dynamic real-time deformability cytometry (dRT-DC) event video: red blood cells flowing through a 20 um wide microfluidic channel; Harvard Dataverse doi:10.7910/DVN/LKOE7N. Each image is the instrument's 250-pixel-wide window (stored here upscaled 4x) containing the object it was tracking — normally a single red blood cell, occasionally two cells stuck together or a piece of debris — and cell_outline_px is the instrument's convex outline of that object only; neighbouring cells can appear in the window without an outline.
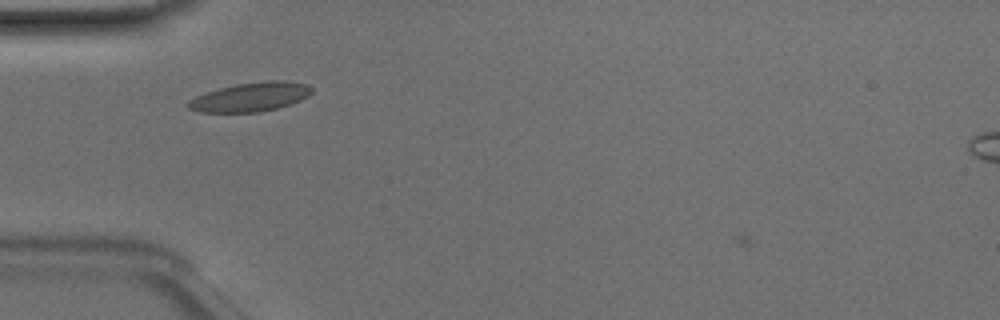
{"species": "Egyptian fruit bat (a non-hibernating species)", "species_latin": "Rousettus aegyptiacus", "temperature_condition": "room temperature", "stored_images_in_passage": 36, "camera_frame_rate_fps": 3000, "um_per_image_px": 0.085, "animal": {"sex": "male"}, "frame": {"image": 1, "passage_image": 2, "time_ms": 0.333, "image_size_px": [1000, 320], "cell_outline_px": [[312, 92], [308, 96], [300, 100], [276, 108], [260, 112], [200, 112], [188, 108], [188, 100], [196, 96], [220, 88], [236, 84], [272, 80], [284, 80], [308, 84], [312, 88]], "centroid_in_image_um": [21.31, 8.24], "position_along_channel_um": 63.7, "area_um2": 20.69}}
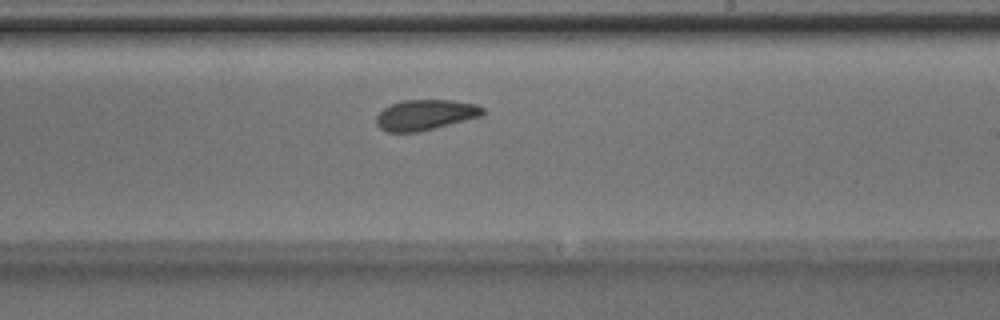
{"frame": {"image": 2, "passage_image": 16, "time_ms": 5.0, "image_size_px": [1000, 320], "cell_outline_px": [[484, 116], [420, 132], [388, 132], [380, 128], [376, 124], [376, 116], [384, 108], [392, 104], [404, 100], [452, 100], [476, 104], [484, 108]], "centroid_in_image_um": [36.19, 9.77], "position_along_channel_um": 252.8, "area_um2": 19.07}}
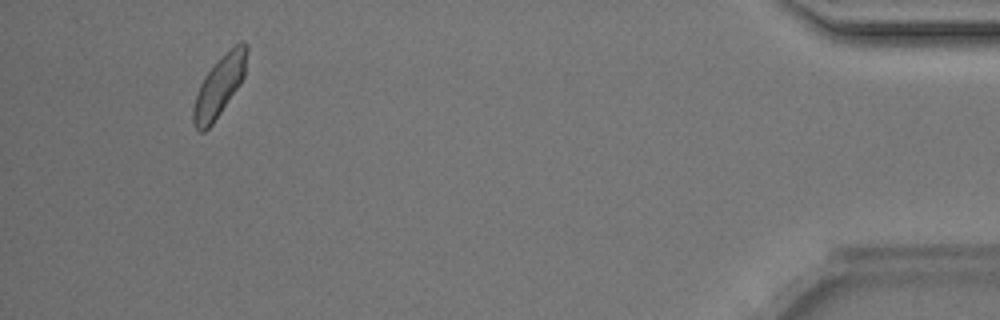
{"frame": {"image": 3, "passage_image": 33, "time_ms": 10.667, "image_size_px": [1000, 320], "cell_outline_px": [[248, 48], [244, 76], [240, 84], [212, 124], [204, 132], [200, 132], [196, 128], [192, 120], [192, 108], [200, 84], [208, 72], [240, 40], [244, 40]], "centroid_in_image_um": [18.64, 7.36], "position_along_channel_um": 416.6, "area_um2": 18.26}, "authors_computed_cell_mechanics": {"area_um2": 18.9873, "velocity_mm_per_s": 4.0976, "shape_relaxation_time_tau1_ms": 5.5726, "shape_relaxation_time_tau2_ms": 1.3552, "deformation_change_tau1": 0.104, "deformation_change_tau2": 0.0601}}